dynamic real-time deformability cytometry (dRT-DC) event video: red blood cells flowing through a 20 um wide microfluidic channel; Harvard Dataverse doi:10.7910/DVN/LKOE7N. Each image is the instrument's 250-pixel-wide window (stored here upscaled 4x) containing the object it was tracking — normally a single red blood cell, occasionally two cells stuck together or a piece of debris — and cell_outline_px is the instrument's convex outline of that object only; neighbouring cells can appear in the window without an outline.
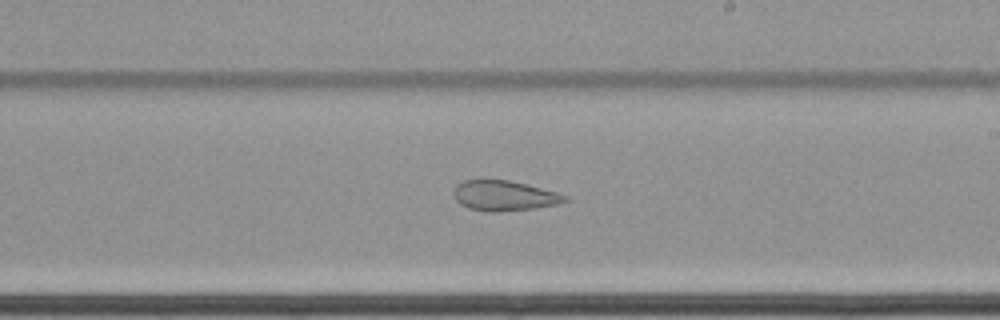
{"species": "common noctule bat (a hibernating species)", "species_latin": "Nyctalus noctula", "temperature_condition": "cold", "stored_images_in_passage": 40, "camera_frame_rate_fps": 3000, "um_per_image_px": 0.085, "animal": {"sex": "female", "body_mass_g": 22.7, "forearm_length_mm": 54.2}, "frame": {"image": 1, "passage_image": 34, "time_ms": 11.0, "image_size_px": [1000, 320], "cell_outline_px": [[568, 200], [556, 204], [536, 208], [500, 212], [484, 212], [468, 208], [460, 204], [456, 200], [452, 192], [456, 184], [464, 180], [508, 180], [560, 192], [568, 196]], "centroid_in_image_um": [42.84, 16.64], "position_along_channel_um": 246.2, "area_um2": 19.83}}